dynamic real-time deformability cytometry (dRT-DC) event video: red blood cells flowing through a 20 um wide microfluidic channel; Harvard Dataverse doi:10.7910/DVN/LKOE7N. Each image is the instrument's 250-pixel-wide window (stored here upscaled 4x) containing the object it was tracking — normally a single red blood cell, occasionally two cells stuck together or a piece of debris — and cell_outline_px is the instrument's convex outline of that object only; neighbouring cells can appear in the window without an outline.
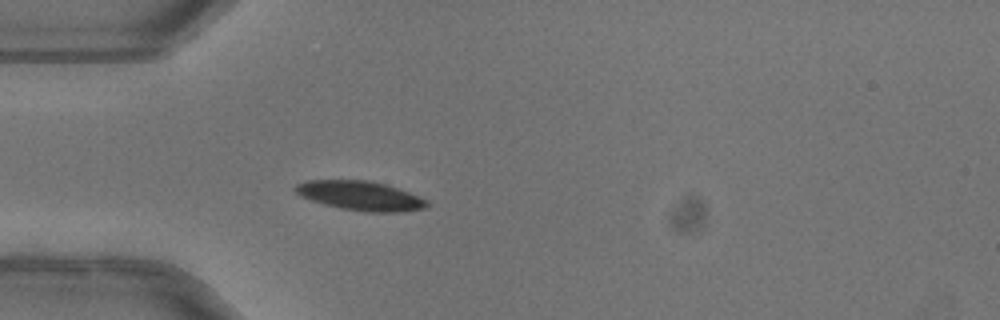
{"species": "common noctule bat (a hibernating species)", "species_latin": "Nyctalus noctula", "temperature_condition": "warm", "stored_images_in_passage": 51, "camera_frame_rate_fps": 3000, "um_per_image_px": 0.085, "animal": {"sex": "female"}, "frame": {"image": 1, "passage_image": 15, "time_ms": 4.667, "image_size_px": [1000, 320], "cell_outline_px": [[428, 208], [400, 212], [368, 212], [340, 208], [324, 204], [300, 196], [292, 188], [296, 184], [308, 180], [368, 180], [384, 184], [408, 192], [428, 200]], "centroid_in_image_um": [30.62, 16.64], "position_along_channel_um": 54.4, "area_um2": 22.43}, "authors_computed_cell_mechanics": {"area_um2": 21.675, "velocity_mm_per_s": 4.015, "shape_relaxation_time_tau1_ms": 3.4163, "shape_relaxation_time_tau2_ms": null, "deformation_change_tau1": 0.1333, "deformation_change_tau2": null}}